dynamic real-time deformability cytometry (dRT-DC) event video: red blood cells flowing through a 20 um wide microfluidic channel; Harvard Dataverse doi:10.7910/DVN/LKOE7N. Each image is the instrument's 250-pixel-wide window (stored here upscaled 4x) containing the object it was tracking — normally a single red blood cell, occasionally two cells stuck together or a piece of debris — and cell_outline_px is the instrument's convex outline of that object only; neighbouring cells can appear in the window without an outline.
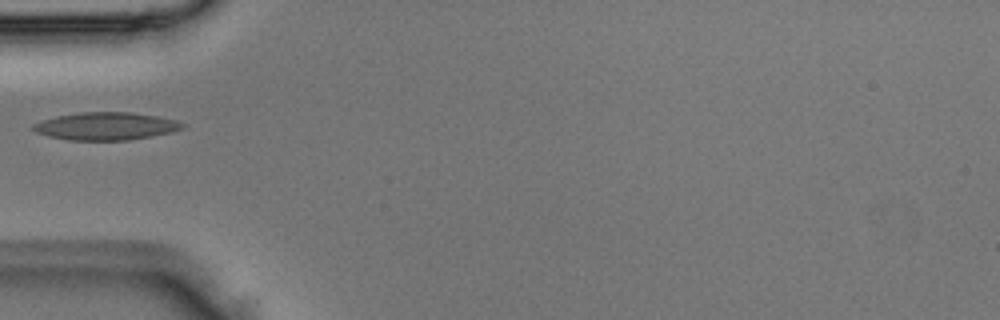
{"species": "Egyptian fruit bat (a non-hibernating species)", "species_latin": "Rousettus aegyptiacus", "temperature_condition": "room temperature", "stored_images_in_passage": 1, "camera_frame_rate_fps": 3000, "um_per_image_px": 0.085, "animal": {"sex": "male"}, "frame": {"image": 1, "passage_image": 1, "time_ms": 0.0, "image_size_px": [1000, 320], "cell_outline_px": [[184, 128], [172, 132], [152, 136], [128, 140], [68, 140], [48, 136], [36, 132], [32, 128], [32, 124], [40, 120], [56, 116], [80, 112], [128, 112], [156, 116], [176, 120], [184, 124]], "centroid_in_image_um": [8.97, 10.72], "position_along_channel_um": 76.0, "area_um2": 24.1}}